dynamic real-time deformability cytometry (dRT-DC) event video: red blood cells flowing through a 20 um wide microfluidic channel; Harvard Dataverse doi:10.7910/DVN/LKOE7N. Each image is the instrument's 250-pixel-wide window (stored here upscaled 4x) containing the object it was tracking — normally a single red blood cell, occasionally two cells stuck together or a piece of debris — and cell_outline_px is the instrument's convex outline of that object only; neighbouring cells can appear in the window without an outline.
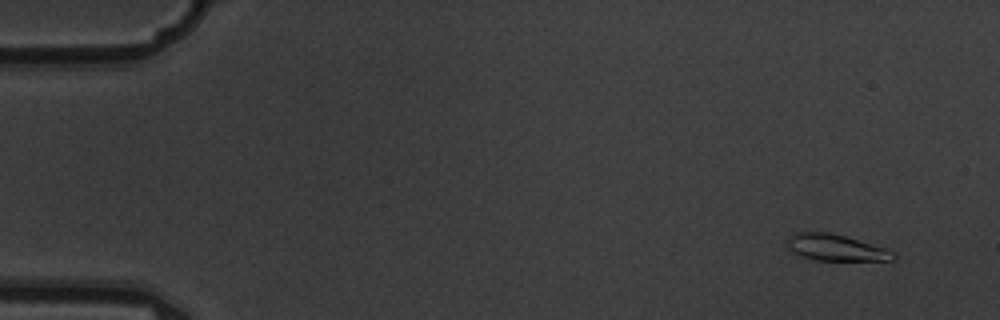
{"species": "common noctule bat (a hibernating species)", "species_latin": "Nyctalus noctula", "temperature_condition": "warm", "stored_images_in_passage": 6, "camera_frame_rate_fps": 3000, "um_per_image_px": 0.085, "animal": {"sex": "male", "body_mass_g": 19.5, "forearm_length_mm": 54.6}, "frame": {"image": 1, "passage_image": 2, "time_ms": 0.333, "image_size_px": [1000, 320], "cell_outline_px": [[896, 256], [892, 260], [816, 260], [800, 256], [792, 252], [788, 248], [788, 236], [796, 232], [828, 232], [844, 236], [884, 248], [892, 252]], "centroid_in_image_um": [70.97, 21.05], "position_along_channel_um": 14.0, "area_um2": 16.01}}